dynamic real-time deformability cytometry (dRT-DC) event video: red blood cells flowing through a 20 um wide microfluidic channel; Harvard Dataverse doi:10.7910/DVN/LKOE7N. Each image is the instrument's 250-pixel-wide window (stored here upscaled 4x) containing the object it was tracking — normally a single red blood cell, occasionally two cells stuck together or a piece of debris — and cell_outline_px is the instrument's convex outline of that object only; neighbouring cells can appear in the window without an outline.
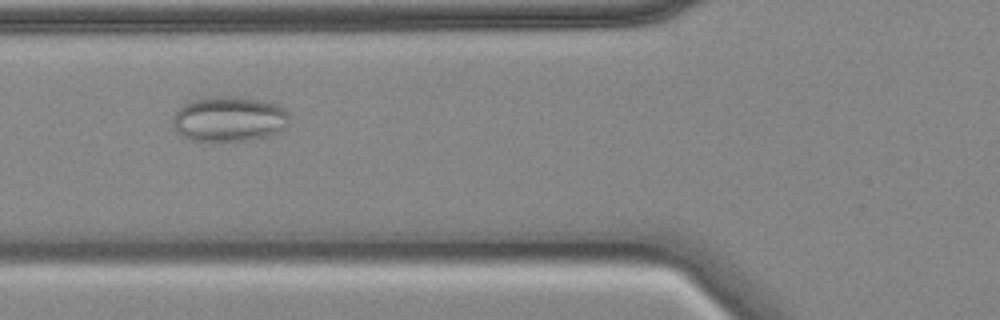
{"species": "common noctule bat (a hibernating species)", "species_latin": "Nyctalus noctula", "temperature_condition": "cold", "stored_images_in_passage": 47, "camera_frame_rate_fps": 3000, "um_per_image_px": 0.085, "animal": {"sex": "female", "body_mass_g": 18.4}, "frame": {"image": 1, "passage_image": 14, "time_ms": 4.333, "image_size_px": [1000, 320], "cell_outline_px": [[288, 128], [268, 136], [240, 140], [192, 140], [176, 132], [172, 124], [172, 120], [176, 112], [184, 104], [192, 100], [216, 96], [220, 96], [256, 100], [276, 104], [288, 116]], "centroid_in_image_um": [19.44, 10.12], "position_along_channel_um": 106.4, "area_um2": 29.94}}